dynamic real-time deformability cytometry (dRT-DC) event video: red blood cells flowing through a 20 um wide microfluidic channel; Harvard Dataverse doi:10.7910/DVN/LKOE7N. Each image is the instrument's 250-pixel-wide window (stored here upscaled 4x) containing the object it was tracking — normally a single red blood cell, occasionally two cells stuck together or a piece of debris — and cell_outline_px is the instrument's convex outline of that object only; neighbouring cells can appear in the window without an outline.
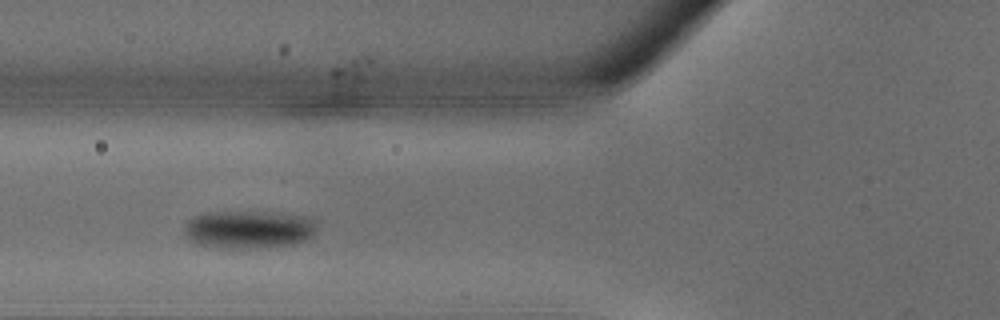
{"species": "common noctule bat (a hibernating species)", "species_latin": "Nyctalus noctula", "temperature_condition": "warm", "stored_images_in_passage": 25, "camera_frame_rate_fps": 3000, "um_per_image_px": 0.085, "animal": {"sex": "male", "body_mass_g": 18.8}, "frame": {"image": 1, "passage_image": 3, "time_ms": 0.667, "image_size_px": [1000, 320], "cell_outline_px": [[316, 236], [308, 240], [296, 244], [260, 248], [220, 248], [196, 244], [184, 232], [184, 224], [192, 216], [204, 212], [272, 212], [304, 216], [316, 220]], "centroid_in_image_um": [21.18, 19.51], "position_along_channel_um": 104.6, "area_um2": 29.88}}
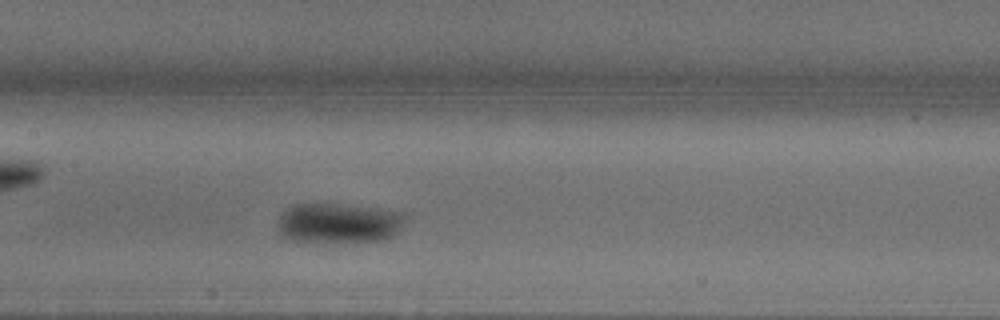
{"frame": {"image": 2, "passage_image": 7, "time_ms": 2.0, "image_size_px": [1000, 320], "cell_outline_px": [[404, 216], [400, 228], [396, 236], [380, 240], [292, 240], [284, 236], [280, 232], [276, 224], [280, 212], [284, 208], [292, 204], [336, 204], [372, 208], [404, 212]], "centroid_in_image_um": [28.73, 18.92], "position_along_channel_um": 178.7, "area_um2": 29.07}}
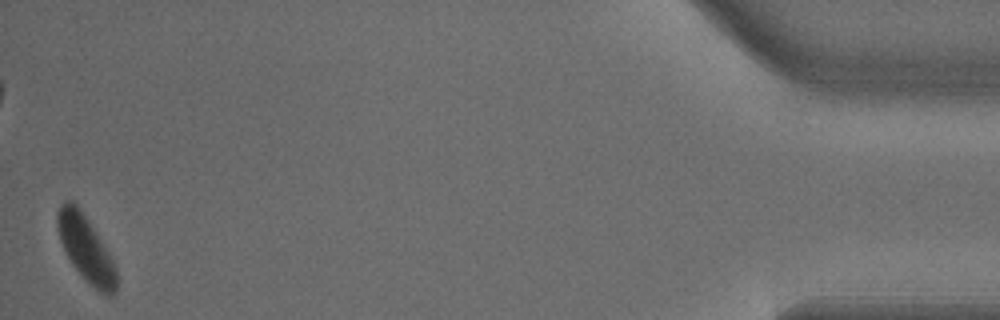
{"frame": {"image": 3, "passage_image": 25, "time_ms": 8.0, "image_size_px": [1000, 320], "cell_outline_px": [[116, 292], [112, 296], [104, 296], [72, 264], [60, 240], [56, 224], [56, 212], [60, 204], [68, 200], [72, 200], [80, 208], [96, 232], [108, 252], [116, 268]], "centroid_in_image_um": [7.28, 21.09], "position_along_channel_um": 427.9, "area_um2": 22.2}}